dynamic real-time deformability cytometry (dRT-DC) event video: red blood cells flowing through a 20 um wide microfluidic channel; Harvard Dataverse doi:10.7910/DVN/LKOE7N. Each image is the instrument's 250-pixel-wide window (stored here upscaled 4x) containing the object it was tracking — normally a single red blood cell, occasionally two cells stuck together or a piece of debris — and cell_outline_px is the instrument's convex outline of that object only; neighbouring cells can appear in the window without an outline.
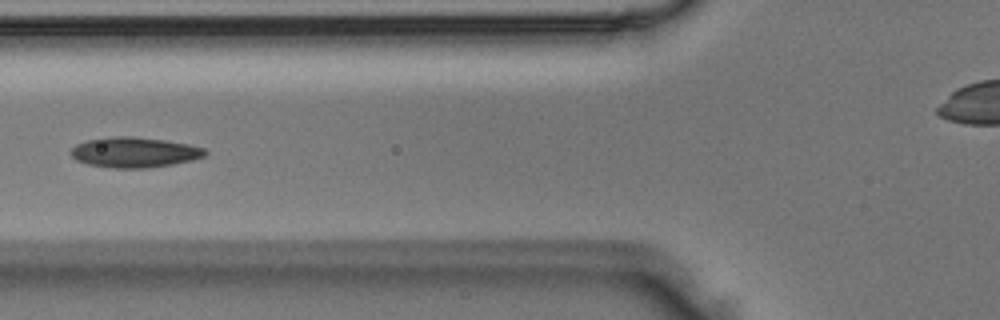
{"species": "Egyptian fruit bat (a non-hibernating species)", "species_latin": "Rousettus aegyptiacus", "temperature_condition": "room temperature", "stored_images_in_passage": 7, "segment_of_instrument_passage": [1, 2], "camera_frame_rate_fps": 3000, "um_per_image_px": 0.085, "animal": {"sex": "male"}, "frame": {"image": 1, "passage_image": 5, "time_ms": 1.333, "image_size_px": [1000, 320], "cell_outline_px": [[208, 152], [204, 156], [192, 160], [172, 164], [148, 168], [112, 168], [88, 164], [76, 160], [68, 152], [76, 144], [88, 140], [116, 136], [132, 136], [164, 140], [188, 144], [204, 148]], "centroid_in_image_um": [11.41, 12.95], "position_along_channel_um": 114.4, "area_um2": 23.64}}
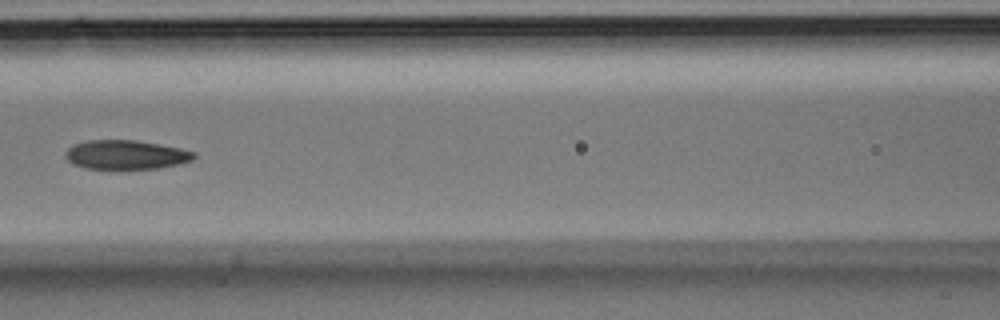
{"frame": {"image": 2, "passage_image": 6, "time_ms": 1.667, "image_size_px": [1000, 320], "cell_outline_px": [[196, 156], [192, 160], [180, 164], [160, 168], [84, 168], [72, 164], [68, 160], [68, 148], [72, 144], [88, 140], [136, 140], [180, 148], [196, 152]], "centroid_in_image_um": [10.74, 13.14], "position_along_channel_um": 155.9, "area_um2": 21.62}}